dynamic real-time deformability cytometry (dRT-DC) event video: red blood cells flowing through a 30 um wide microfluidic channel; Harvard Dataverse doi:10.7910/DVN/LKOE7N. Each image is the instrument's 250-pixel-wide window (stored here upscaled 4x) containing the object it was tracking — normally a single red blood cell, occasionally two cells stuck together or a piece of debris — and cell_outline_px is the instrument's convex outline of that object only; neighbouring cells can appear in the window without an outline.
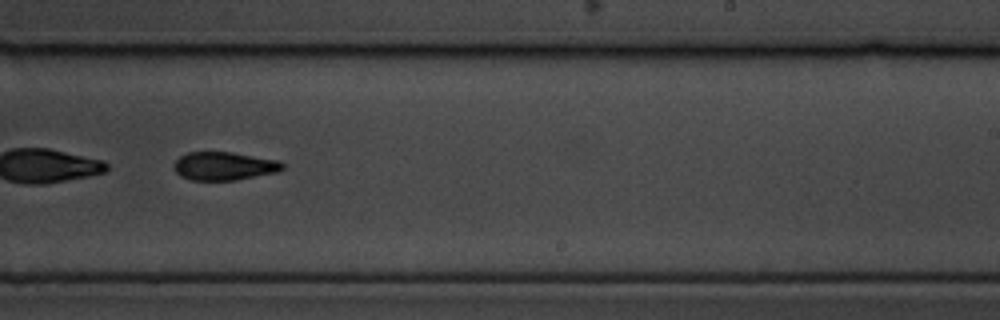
{"species": "common noctule bat (a hibernating species)", "species_latin": "Nyctalus noctula", "temperature_condition": "cold", "stored_images_in_passage": 43, "camera_frame_rate_fps": 3000, "um_per_image_px": 0.085, "animal": {"sex": "male", "body_mass_g": 19.5, "forearm_length_mm": 54.6}, "frame": {"image": 1, "passage_image": 25, "time_ms": 8.0, "image_size_px": [1000, 320], "cell_outline_px": [[284, 168], [276, 172], [236, 180], [192, 180], [180, 176], [176, 172], [172, 164], [180, 156], [188, 152], [232, 152], [280, 160], [284, 164]], "centroid_in_image_um": [19.04, 14.11], "position_along_channel_um": 270.0, "area_um2": 17.98}, "authors_computed_cell_mechanics": {"area_um2": 19.2474, "velocity_mm_per_s": 3.426, "shape_relaxation_time_tau1_ms": 3.203, "shape_relaxation_time_tau2_ms": 6.8152, "deformation_change_tau1": 0.1232, "deformation_change_tau2": 0.1317}}